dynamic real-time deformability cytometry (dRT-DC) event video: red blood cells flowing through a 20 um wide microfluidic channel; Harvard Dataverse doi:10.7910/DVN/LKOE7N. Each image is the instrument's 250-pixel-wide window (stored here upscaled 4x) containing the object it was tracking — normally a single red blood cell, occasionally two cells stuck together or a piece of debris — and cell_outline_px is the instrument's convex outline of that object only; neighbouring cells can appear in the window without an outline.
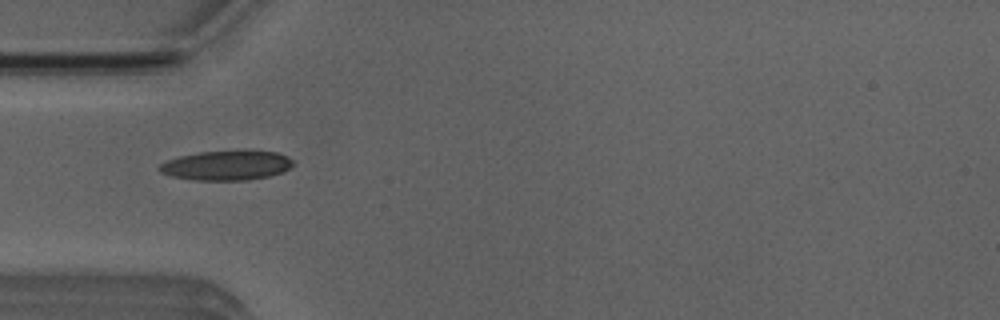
{"species": "Egyptian fruit bat (a non-hibernating species)", "species_latin": "Rousettus aegyptiacus", "temperature_condition": "room temperature", "stored_images_in_passage": 6, "camera_frame_rate_fps": 3000, "um_per_image_px": 0.085, "animal": {"sex": "male"}, "frame": {"image": 1, "passage_image": 3, "time_ms": 2.333, "image_size_px": [1000, 320], "cell_outline_px": [[292, 164], [284, 172], [268, 176], [248, 180], [196, 180], [172, 176], [160, 172], [156, 168], [160, 164], [168, 160], [180, 156], [200, 152], [244, 148], [248, 148], [276, 152], [288, 156], [292, 160]], "centroid_in_image_um": [19.29, 14.02], "position_along_channel_um": 65.7, "area_um2": 23.7}}
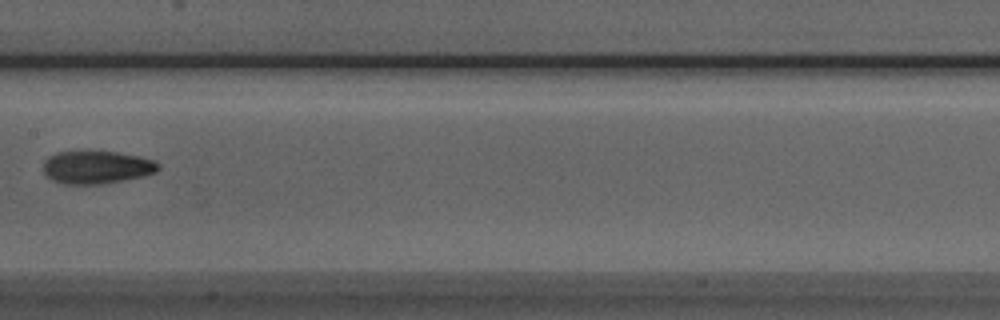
{"frame": {"image": 2, "passage_image": 6, "time_ms": 5.667, "image_size_px": [1000, 320], "cell_outline_px": [[160, 168], [156, 172], [144, 176], [104, 184], [64, 184], [52, 180], [44, 172], [44, 160], [48, 156], [56, 152], [84, 148], [88, 148], [116, 152], [140, 156], [152, 160], [160, 164]], "centroid_in_image_um": [8.19, 14.17], "position_along_channel_um": 199.2, "area_um2": 22.95}}